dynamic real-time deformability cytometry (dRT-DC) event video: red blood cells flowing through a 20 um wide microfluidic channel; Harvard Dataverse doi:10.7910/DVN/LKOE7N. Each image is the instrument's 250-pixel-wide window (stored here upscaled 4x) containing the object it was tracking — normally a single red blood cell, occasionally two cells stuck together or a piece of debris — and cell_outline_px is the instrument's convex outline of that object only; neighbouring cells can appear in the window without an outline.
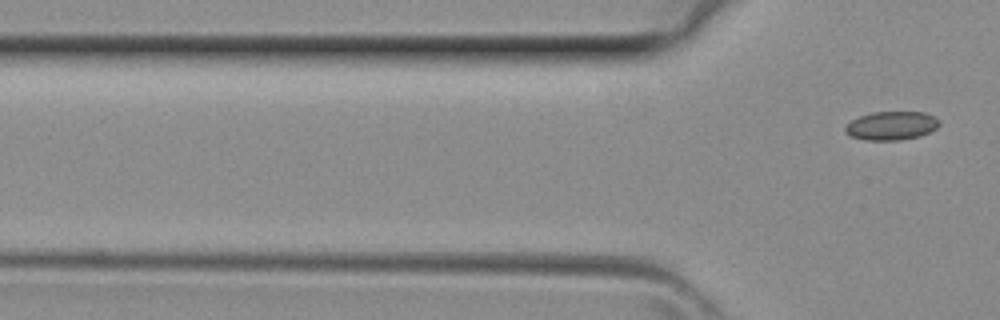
{"species": "common noctule bat (a hibernating species)", "species_latin": "Nyctalus noctula", "temperature_condition": "room temperature", "stored_images_in_passage": 3, "camera_frame_rate_fps": 3000, "um_per_image_px": 0.085, "animal": {"sex": "female", "body_mass_g": 29.2, "forearm_length_mm": 56.3}, "frame": {"image": 1, "passage_image": 3, "time_ms": 0.667, "image_size_px": [1000, 320], "cell_outline_px": [[940, 124], [936, 128], [920, 136], [900, 140], [864, 140], [848, 136], [844, 132], [844, 128], [852, 120], [860, 116], [872, 112], [924, 112], [940, 120]], "centroid_in_image_um": [75.75, 10.69], "position_along_channel_um": 50.1, "area_um2": 15.72}}